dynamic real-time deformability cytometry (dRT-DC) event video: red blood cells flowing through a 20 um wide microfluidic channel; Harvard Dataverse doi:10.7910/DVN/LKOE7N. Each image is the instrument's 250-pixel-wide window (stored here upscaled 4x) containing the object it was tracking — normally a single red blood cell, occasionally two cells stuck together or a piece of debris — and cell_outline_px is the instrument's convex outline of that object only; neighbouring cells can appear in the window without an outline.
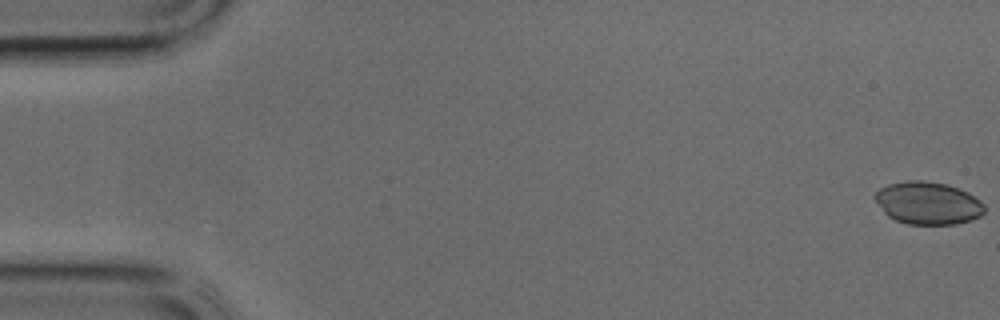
{"species": "common noctule bat (a hibernating species)", "species_latin": "Nyctalus noctula", "temperature_condition": "cold", "stored_images_in_passage": 38, "camera_frame_rate_fps": 3000, "um_per_image_px": 0.085, "animal": {"sex": "male", "body_mass_g": 17.9, "forearm_length_mm": 54.2}, "frame": {"image": 1, "passage_image": 1, "time_ms": 0.0, "image_size_px": [1000, 320], "cell_outline_px": [[984, 212], [980, 216], [972, 220], [956, 224], [908, 224], [896, 220], [888, 216], [884, 212], [872, 196], [880, 188], [888, 184], [908, 180], [924, 180], [944, 184], [968, 192], [980, 200], [984, 204]], "centroid_in_image_um": [78.86, 17.26], "position_along_channel_um": 6.1, "area_um2": 27.17}}
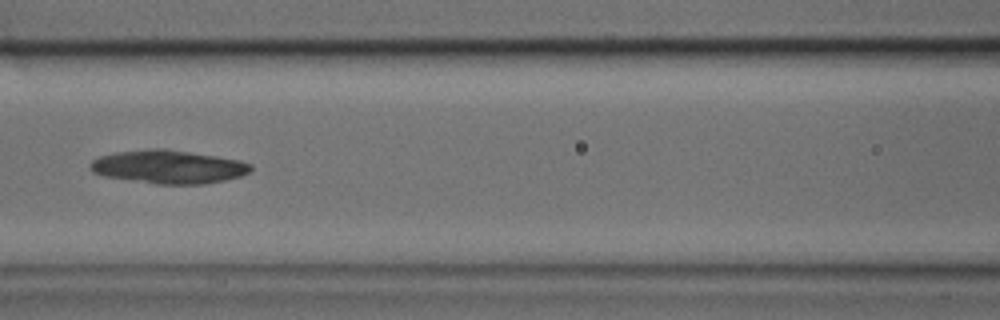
{"frame": {"image": 2, "passage_image": 17, "time_ms": 5.333, "image_size_px": [1000, 320], "cell_outline_px": [[252, 168], [248, 172], [240, 176], [224, 180], [204, 184], [156, 184], [104, 176], [92, 172], [88, 168], [88, 164], [92, 160], [100, 156], [116, 152], [152, 148], [164, 148], [216, 156], [240, 160], [252, 164]], "centroid_in_image_um": [14.28, 14.18], "position_along_channel_um": 152.3, "area_um2": 31.27}}
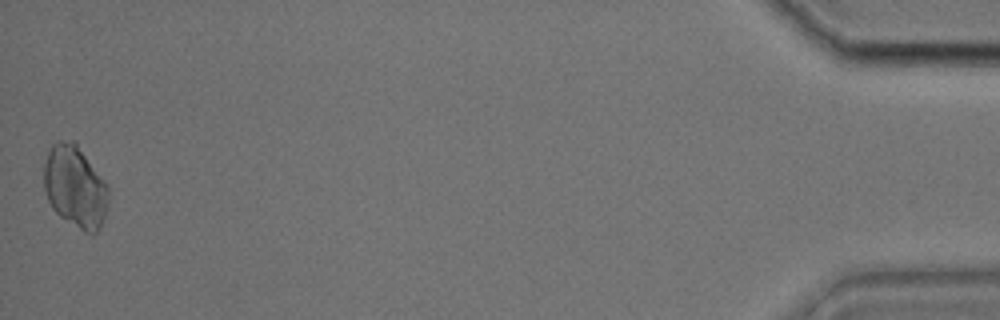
{"frame": {"image": 3, "passage_image": 38, "time_ms": 12.333, "image_size_px": [1000, 320], "cell_outline_px": [[108, 204], [104, 220], [100, 228], [92, 236], [84, 232], [60, 216], [52, 208], [48, 200], [44, 188], [44, 164], [48, 152], [52, 144], [56, 140], [76, 140], [108, 188]], "centroid_in_image_um": [6.38, 15.86], "position_along_channel_um": 428.8, "area_um2": 31.04}}